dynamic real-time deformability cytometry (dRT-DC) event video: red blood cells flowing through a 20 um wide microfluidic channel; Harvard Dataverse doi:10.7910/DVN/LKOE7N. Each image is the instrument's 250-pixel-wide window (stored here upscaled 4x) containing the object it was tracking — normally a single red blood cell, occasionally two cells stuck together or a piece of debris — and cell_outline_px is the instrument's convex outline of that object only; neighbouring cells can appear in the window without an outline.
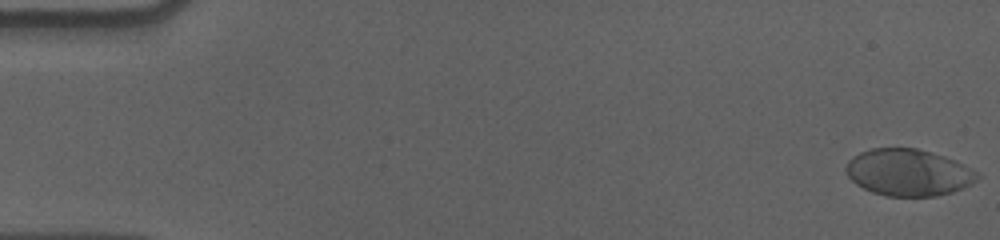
{"species": "human", "species_latin": "Homo sapiens", "temperature_condition": "cold", "stored_images_in_passage": 57, "camera_frame_rate_fps": 3000, "um_per_image_px": 0.085, "donor": {"sex": "male"}, "frame": {"image": 1, "passage_image": 1, "time_ms": 0.0, "image_size_px": [1000, 240], "cell_outline_px": [[980, 176], [972, 184], [952, 192], [936, 196], [884, 196], [872, 192], [856, 184], [848, 176], [844, 168], [848, 160], [860, 152], [872, 148], [916, 148], [932, 152], [944, 156], [976, 172]], "centroid_in_image_um": [77.17, 14.66], "position_along_channel_um": 7.8, "area_um2": 35.6}}
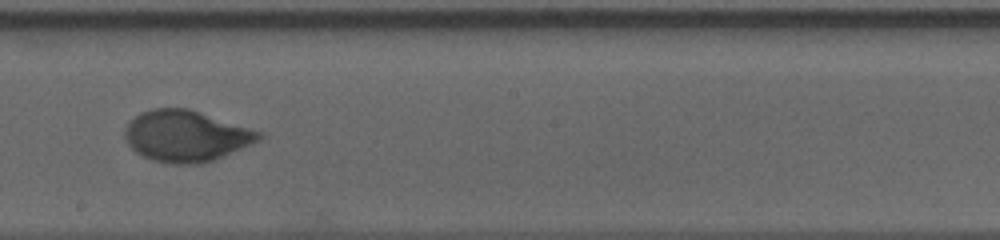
{"frame": {"image": 2, "passage_image": 33, "time_ms": 10.667, "image_size_px": [1000, 240], "cell_outline_px": [[264, 136], [260, 140], [216, 160], [200, 164], [172, 164], [152, 160], [136, 152], [128, 144], [124, 136], [124, 128], [140, 112], [152, 108], [188, 108], [264, 132]], "centroid_in_image_um": [15.84, 11.56], "position_along_channel_um": 232.4, "area_um2": 40.23}}
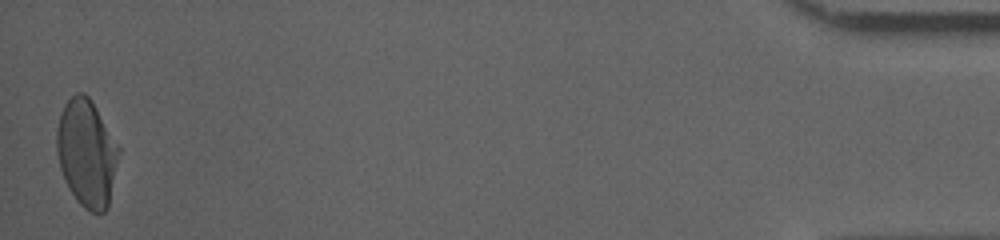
{"frame": {"image": 3, "passage_image": 57, "time_ms": 18.667, "image_size_px": [1000, 240], "cell_outline_px": [[120, 152], [108, 208], [104, 212], [92, 212], [84, 208], [76, 200], [68, 188], [64, 180], [60, 168], [56, 152], [56, 128], [64, 104], [76, 92], [84, 92], [92, 100], [120, 148]], "centroid_in_image_um": [7.36, 13.01], "position_along_channel_um": 427.8, "area_um2": 39.02}, "authors_computed_cell_mechanics": {"area_um2": 38.726, "velocity_mm_per_s": 3.5657, "shape_relaxation_time_tau1_ms": 4.0749, "shape_relaxation_time_tau2_ms": null, "deformation_change_tau1": 0.1728, "deformation_change_tau2": null}}